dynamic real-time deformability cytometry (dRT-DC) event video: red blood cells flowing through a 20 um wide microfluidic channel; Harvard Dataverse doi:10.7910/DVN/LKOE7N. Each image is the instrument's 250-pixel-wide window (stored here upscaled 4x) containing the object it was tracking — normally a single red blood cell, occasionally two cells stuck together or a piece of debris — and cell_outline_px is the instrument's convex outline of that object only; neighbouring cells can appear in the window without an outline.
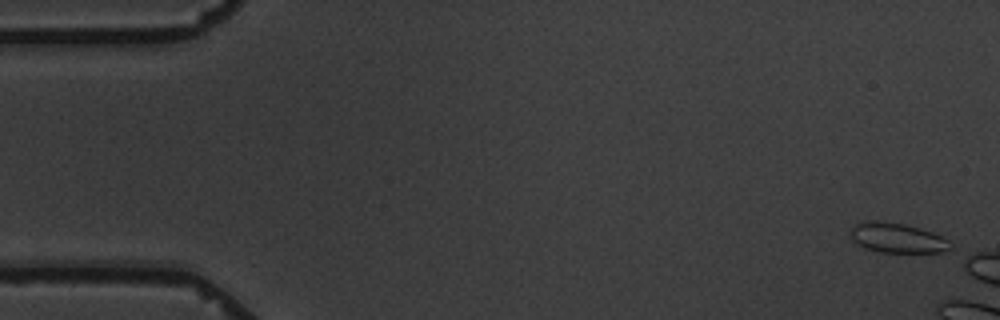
{"species": "common noctule bat (a hibernating species)", "species_latin": "Nyctalus noctula", "temperature_condition": "warm", "stored_images_in_passage": 7, "camera_frame_rate_fps": 3000, "um_per_image_px": 0.085, "animal": {"sex": "male", "body_mass_g": 19.5, "forearm_length_mm": 54.6}, "frame": {"image": 1, "passage_image": 1, "time_ms": 0.0, "image_size_px": [1000, 320], "cell_outline_px": [[952, 248], [944, 252], [880, 252], [864, 248], [852, 240], [848, 232], [856, 224], [864, 220], [876, 220], [904, 224], [920, 228], [932, 232], [948, 240], [952, 244]], "centroid_in_image_um": [76.23, 20.22], "position_along_channel_um": 8.8, "area_um2": 17.51}}